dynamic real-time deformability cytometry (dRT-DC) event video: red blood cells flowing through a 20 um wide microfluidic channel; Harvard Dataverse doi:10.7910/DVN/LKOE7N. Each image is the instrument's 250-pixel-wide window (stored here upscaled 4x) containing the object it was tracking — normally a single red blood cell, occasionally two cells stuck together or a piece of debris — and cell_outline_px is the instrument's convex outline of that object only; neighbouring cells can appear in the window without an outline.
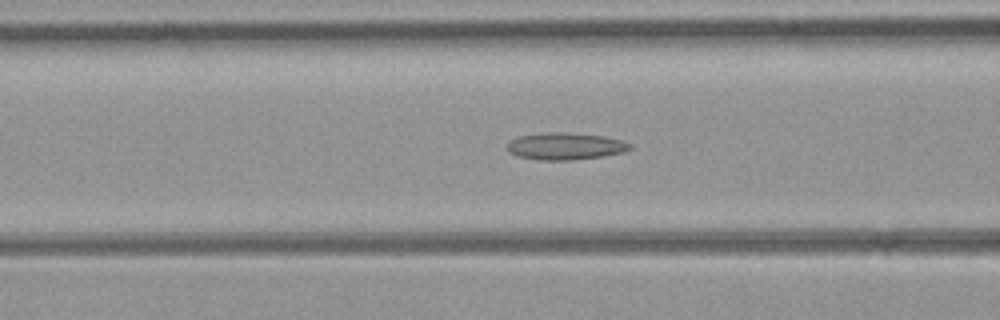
{"species": "common noctule bat (a hibernating species)", "species_latin": "Nyctalus noctula", "temperature_condition": "room temperature", "stored_images_in_passage": 46, "camera_frame_rate_fps": 3000, "um_per_image_px": 0.085, "animal": {"sex": "female", "body_mass_g": 21.9}, "frame": {"image": 1, "passage_image": 17, "time_ms": 5.333, "image_size_px": [1000, 320], "cell_outline_px": [[632, 148], [624, 152], [604, 156], [572, 160], [540, 160], [516, 156], [508, 152], [508, 140], [516, 136], [544, 132], [568, 132], [604, 136], [624, 140], [632, 144]], "centroid_in_image_um": [48.05, 12.42], "position_along_channel_um": 118.6, "area_um2": 19.77}}
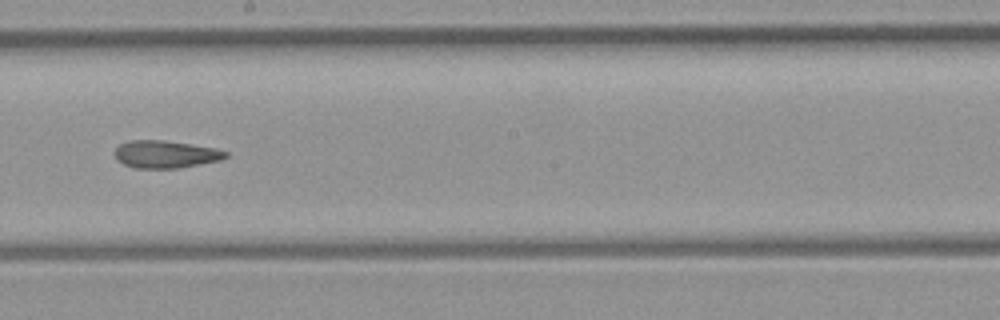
{"frame": {"image": 2, "passage_image": 25, "time_ms": 8.0, "image_size_px": [1000, 320], "cell_outline_px": [[228, 156], [220, 160], [200, 164], [176, 168], [136, 168], [124, 164], [116, 160], [112, 152], [120, 144], [128, 140], [164, 140], [216, 148], [228, 152]], "centroid_in_image_um": [14.03, 13.1], "position_along_channel_um": 234.2, "area_um2": 17.86}}
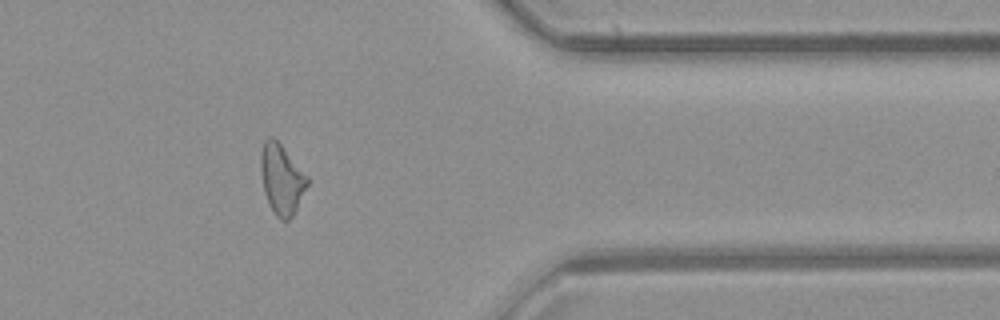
{"frame": {"image": 3, "passage_image": 37, "time_ms": 12.0, "image_size_px": [1000, 320], "cell_outline_px": [[308, 184], [292, 216], [288, 220], [280, 220], [276, 216], [268, 204], [264, 192], [260, 172], [260, 156], [264, 140], [268, 136], [272, 136], [284, 148], [308, 176]], "centroid_in_image_um": [23.91, 15.22], "position_along_channel_um": 387.5, "area_um2": 18.96}, "authors_computed_cell_mechanics": {"area_um2": 19.1318, "velocity_mm_per_s": 4.3256, "shape_relaxation_time_tau1_ms": null, "shape_relaxation_time_tau2_ms": 5.7396, "deformation_change_tau1": null, "deformation_change_tau2": 0.1733}}